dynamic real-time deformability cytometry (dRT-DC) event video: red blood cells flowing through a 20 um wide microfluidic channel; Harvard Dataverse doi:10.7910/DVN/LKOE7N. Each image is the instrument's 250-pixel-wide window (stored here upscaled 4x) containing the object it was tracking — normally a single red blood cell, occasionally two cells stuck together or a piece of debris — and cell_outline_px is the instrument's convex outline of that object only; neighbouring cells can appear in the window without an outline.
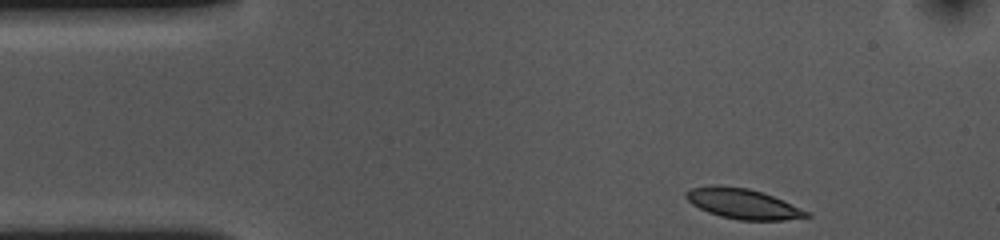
{"species": "common noctule bat (a hibernating species)", "species_latin": "Nyctalus noctula", "temperature_condition": "cold", "stored_images_in_passage": 39, "camera_frame_rate_fps": 3000, "um_per_image_px": 0.085, "animal": {"sex": "female", "body_mass_g": 10.0, "forearm_length_mm": 53.1}, "frame": {"image": 1, "passage_image": 1, "time_ms": 0.0, "image_size_px": [1000, 240], "cell_outline_px": [[812, 216], [784, 220], [740, 220], [720, 216], [708, 212], [692, 204], [684, 196], [684, 192], [692, 188], [712, 184], [716, 184], [748, 188], [764, 192], [808, 212]], "centroid_in_image_um": [63.09, 17.3], "position_along_channel_um": 21.9, "area_um2": 21.15}}
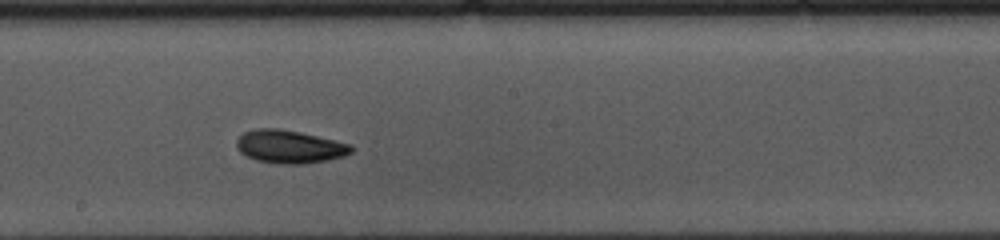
{"frame": {"image": 2, "passage_image": 23, "time_ms": 7.333, "image_size_px": [1000, 240], "cell_outline_px": [[352, 152], [344, 156], [328, 160], [304, 164], [280, 164], [256, 160], [240, 152], [236, 148], [236, 140], [244, 132], [256, 128], [280, 128], [300, 132], [352, 144]], "centroid_in_image_um": [24.61, 12.46], "position_along_channel_um": 223.6, "area_um2": 22.2}}
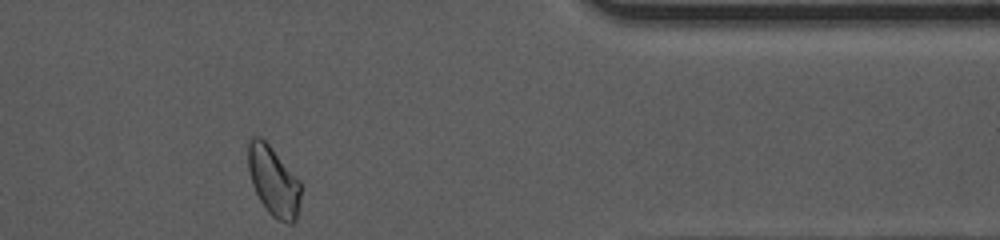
{"frame": {"image": 3, "passage_image": 39, "time_ms": 12.667, "image_size_px": [1000, 240], "cell_outline_px": [[300, 204], [296, 220], [292, 224], [288, 224], [276, 220], [268, 212], [260, 200], [252, 184], [248, 172], [248, 140], [252, 136], [260, 136], [272, 148], [300, 180]], "centroid_in_image_um": [23.25, 15.41], "position_along_channel_um": 388.2, "area_um2": 21.56}, "authors_computed_cell_mechanics": {"area_um2": 21.4438, "velocity_mm_per_s": 3.5752, "shape_relaxation_time_tau1_ms": 2.8156, "shape_relaxation_time_tau2_ms": 7.9955, "deformation_change_tau1": 0.0939, "deformation_change_tau2": 0.1284}}